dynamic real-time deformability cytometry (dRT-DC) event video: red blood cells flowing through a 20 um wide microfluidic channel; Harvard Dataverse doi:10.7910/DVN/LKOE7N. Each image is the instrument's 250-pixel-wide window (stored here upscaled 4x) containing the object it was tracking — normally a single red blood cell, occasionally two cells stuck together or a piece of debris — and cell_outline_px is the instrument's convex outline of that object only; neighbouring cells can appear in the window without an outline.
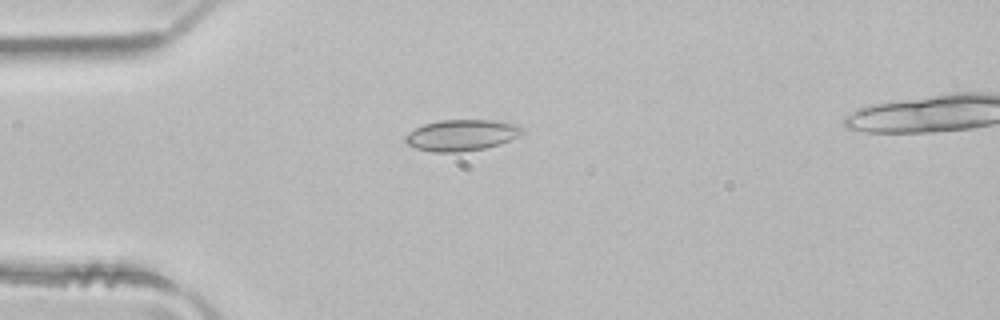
{"species": "common noctule bat (a hibernating species)", "species_latin": "Nyctalus noctula", "temperature_condition": "room temperature", "stored_images_in_passage": 3, "camera_frame_rate_fps": 3000, "um_per_image_px": 0.085, "animal": {"sex": "male", "body_mass_g": 21.5, "forearm_length_mm": 52.0}, "frame": {"image": 1, "passage_image": 3, "time_ms": 0.667, "image_size_px": [1000, 320], "cell_outline_px": [[524, 132], [500, 144], [484, 148], [460, 152], [432, 152], [416, 148], [408, 144], [404, 140], [404, 136], [408, 132], [424, 124], [440, 120], [492, 120], [516, 124], [524, 128]], "centroid_in_image_um": [39.21, 11.49], "position_along_channel_um": 45.8, "area_um2": 21.15}}